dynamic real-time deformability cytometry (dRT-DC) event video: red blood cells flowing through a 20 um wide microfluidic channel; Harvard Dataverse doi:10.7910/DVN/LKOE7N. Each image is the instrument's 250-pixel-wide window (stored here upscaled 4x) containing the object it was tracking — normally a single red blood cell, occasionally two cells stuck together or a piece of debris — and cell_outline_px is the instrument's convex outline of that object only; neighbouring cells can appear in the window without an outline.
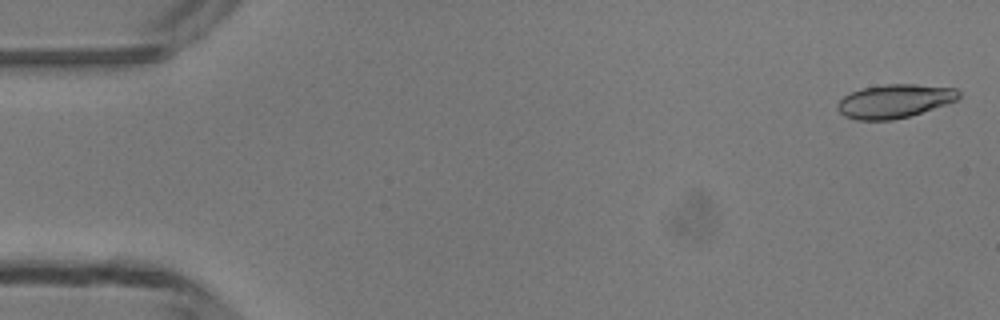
{"species": "common noctule bat (a hibernating species)", "species_latin": "Nyctalus noctula", "temperature_condition": "room temperature", "stored_images_in_passage": 49, "camera_frame_rate_fps": 3000, "um_per_image_px": 0.085, "animal": {"sex": "male", "body_mass_g": 13.3}, "frame": {"image": 1, "passage_image": 2, "time_ms": 0.333, "image_size_px": [1000, 320], "cell_outline_px": [[960, 96], [956, 100], [908, 116], [892, 120], [856, 120], [844, 116], [836, 108], [836, 104], [844, 96], [852, 92], [864, 88], [884, 84], [916, 84], [956, 88], [960, 92]], "centroid_in_image_um": [76.0, 8.59], "position_along_channel_um": 9.0, "area_um2": 23.52}}
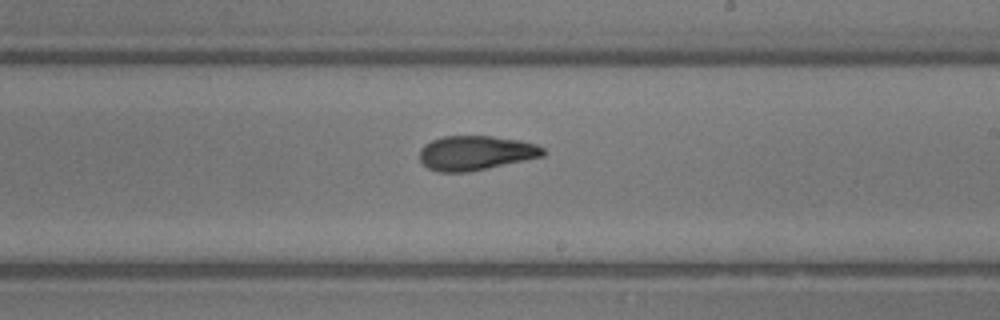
{"frame": {"image": 2, "passage_image": 29, "time_ms": 9.333, "image_size_px": [1000, 320], "cell_outline_px": [[544, 156], [488, 168], [468, 172], [436, 172], [428, 168], [420, 160], [420, 148], [424, 144], [432, 140], [444, 136], [492, 136], [520, 140], [536, 144], [544, 148]], "centroid_in_image_um": [40.42, 13.0], "position_along_channel_um": 248.6, "area_um2": 24.85}}
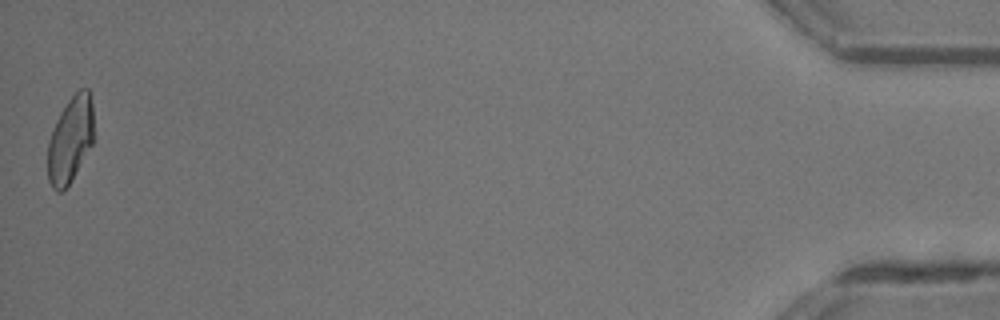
{"frame": {"image": 3, "passage_image": 49, "time_ms": 16.0, "image_size_px": [1000, 320], "cell_outline_px": [[92, 144], [72, 180], [60, 192], [56, 192], [52, 188], [48, 180], [48, 140], [56, 120], [60, 112], [68, 100], [80, 88], [88, 88], [92, 104]], "centroid_in_image_um": [5.95, 11.88], "position_along_channel_um": 429.2, "area_um2": 22.89}, "authors_computed_cell_mechanics": {"area_um2": 24.2182, "velocity_mm_per_s": 4.213, "shape_relaxation_time_tau1_ms": 5.056, "shape_relaxation_time_tau2_ms": 2.985, "deformation_change_tau1": 0.1783, "deformation_change_tau2": 0.1092}}